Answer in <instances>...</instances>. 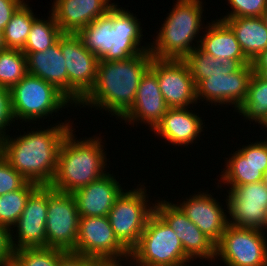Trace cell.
Listing matches in <instances>:
<instances>
[{
    "instance_id": "obj_35",
    "label": "cell",
    "mask_w": 267,
    "mask_h": 266,
    "mask_svg": "<svg viewBox=\"0 0 267 266\" xmlns=\"http://www.w3.org/2000/svg\"><path fill=\"white\" fill-rule=\"evenodd\" d=\"M232 11L223 18L262 17L267 9V0H228Z\"/></svg>"
},
{
    "instance_id": "obj_19",
    "label": "cell",
    "mask_w": 267,
    "mask_h": 266,
    "mask_svg": "<svg viewBox=\"0 0 267 266\" xmlns=\"http://www.w3.org/2000/svg\"><path fill=\"white\" fill-rule=\"evenodd\" d=\"M176 205L215 245L220 242L228 225V216L211 194L199 192Z\"/></svg>"
},
{
    "instance_id": "obj_16",
    "label": "cell",
    "mask_w": 267,
    "mask_h": 266,
    "mask_svg": "<svg viewBox=\"0 0 267 266\" xmlns=\"http://www.w3.org/2000/svg\"><path fill=\"white\" fill-rule=\"evenodd\" d=\"M47 208V185H39L30 194L22 214L12 227H17L16 239L10 233L13 251L22 248L47 247Z\"/></svg>"
},
{
    "instance_id": "obj_3",
    "label": "cell",
    "mask_w": 267,
    "mask_h": 266,
    "mask_svg": "<svg viewBox=\"0 0 267 266\" xmlns=\"http://www.w3.org/2000/svg\"><path fill=\"white\" fill-rule=\"evenodd\" d=\"M71 129L59 150L57 168L50 183L54 189L72 194L107 174V158L101 137L76 140Z\"/></svg>"
},
{
    "instance_id": "obj_29",
    "label": "cell",
    "mask_w": 267,
    "mask_h": 266,
    "mask_svg": "<svg viewBox=\"0 0 267 266\" xmlns=\"http://www.w3.org/2000/svg\"><path fill=\"white\" fill-rule=\"evenodd\" d=\"M28 5L24 2L3 30L6 48L19 50L24 48L31 26L37 19Z\"/></svg>"
},
{
    "instance_id": "obj_39",
    "label": "cell",
    "mask_w": 267,
    "mask_h": 266,
    "mask_svg": "<svg viewBox=\"0 0 267 266\" xmlns=\"http://www.w3.org/2000/svg\"><path fill=\"white\" fill-rule=\"evenodd\" d=\"M59 266H103L95 259L74 252H65L61 258Z\"/></svg>"
},
{
    "instance_id": "obj_2",
    "label": "cell",
    "mask_w": 267,
    "mask_h": 266,
    "mask_svg": "<svg viewBox=\"0 0 267 266\" xmlns=\"http://www.w3.org/2000/svg\"><path fill=\"white\" fill-rule=\"evenodd\" d=\"M152 58L148 51L124 60L100 59L96 81L78 104L108 110L121 120L133 106L141 78L150 68Z\"/></svg>"
},
{
    "instance_id": "obj_26",
    "label": "cell",
    "mask_w": 267,
    "mask_h": 266,
    "mask_svg": "<svg viewBox=\"0 0 267 266\" xmlns=\"http://www.w3.org/2000/svg\"><path fill=\"white\" fill-rule=\"evenodd\" d=\"M233 31L246 58L251 62L267 49V27L262 17L220 18Z\"/></svg>"
},
{
    "instance_id": "obj_40",
    "label": "cell",
    "mask_w": 267,
    "mask_h": 266,
    "mask_svg": "<svg viewBox=\"0 0 267 266\" xmlns=\"http://www.w3.org/2000/svg\"><path fill=\"white\" fill-rule=\"evenodd\" d=\"M24 0H0V29L4 30L13 14L24 3Z\"/></svg>"
},
{
    "instance_id": "obj_11",
    "label": "cell",
    "mask_w": 267,
    "mask_h": 266,
    "mask_svg": "<svg viewBox=\"0 0 267 266\" xmlns=\"http://www.w3.org/2000/svg\"><path fill=\"white\" fill-rule=\"evenodd\" d=\"M60 50L66 61L68 99L76 106L96 81L99 59L85 47L78 34H63L60 37Z\"/></svg>"
},
{
    "instance_id": "obj_32",
    "label": "cell",
    "mask_w": 267,
    "mask_h": 266,
    "mask_svg": "<svg viewBox=\"0 0 267 266\" xmlns=\"http://www.w3.org/2000/svg\"><path fill=\"white\" fill-rule=\"evenodd\" d=\"M27 74L26 55L19 49L0 50V86L11 89Z\"/></svg>"
},
{
    "instance_id": "obj_1",
    "label": "cell",
    "mask_w": 267,
    "mask_h": 266,
    "mask_svg": "<svg viewBox=\"0 0 267 266\" xmlns=\"http://www.w3.org/2000/svg\"><path fill=\"white\" fill-rule=\"evenodd\" d=\"M58 125L0 139V153L28 182L50 185L57 168L59 150L72 123ZM71 125V126H70Z\"/></svg>"
},
{
    "instance_id": "obj_43",
    "label": "cell",
    "mask_w": 267,
    "mask_h": 266,
    "mask_svg": "<svg viewBox=\"0 0 267 266\" xmlns=\"http://www.w3.org/2000/svg\"><path fill=\"white\" fill-rule=\"evenodd\" d=\"M262 182L265 185V187L267 188V170L263 174Z\"/></svg>"
},
{
    "instance_id": "obj_22",
    "label": "cell",
    "mask_w": 267,
    "mask_h": 266,
    "mask_svg": "<svg viewBox=\"0 0 267 266\" xmlns=\"http://www.w3.org/2000/svg\"><path fill=\"white\" fill-rule=\"evenodd\" d=\"M109 172L97 181L72 193L80 217L107 216L123 192L119 181Z\"/></svg>"
},
{
    "instance_id": "obj_45",
    "label": "cell",
    "mask_w": 267,
    "mask_h": 266,
    "mask_svg": "<svg viewBox=\"0 0 267 266\" xmlns=\"http://www.w3.org/2000/svg\"><path fill=\"white\" fill-rule=\"evenodd\" d=\"M262 126L267 128V119H266L265 122L262 124Z\"/></svg>"
},
{
    "instance_id": "obj_34",
    "label": "cell",
    "mask_w": 267,
    "mask_h": 266,
    "mask_svg": "<svg viewBox=\"0 0 267 266\" xmlns=\"http://www.w3.org/2000/svg\"><path fill=\"white\" fill-rule=\"evenodd\" d=\"M183 60L189 67L195 85L216 71V58L205 53L199 47L191 51Z\"/></svg>"
},
{
    "instance_id": "obj_21",
    "label": "cell",
    "mask_w": 267,
    "mask_h": 266,
    "mask_svg": "<svg viewBox=\"0 0 267 266\" xmlns=\"http://www.w3.org/2000/svg\"><path fill=\"white\" fill-rule=\"evenodd\" d=\"M138 20L117 4L113 6V46L101 60H124L149 51L150 44L140 45L143 34Z\"/></svg>"
},
{
    "instance_id": "obj_42",
    "label": "cell",
    "mask_w": 267,
    "mask_h": 266,
    "mask_svg": "<svg viewBox=\"0 0 267 266\" xmlns=\"http://www.w3.org/2000/svg\"><path fill=\"white\" fill-rule=\"evenodd\" d=\"M6 48V45L4 43V34L3 30L0 29V50H3Z\"/></svg>"
},
{
    "instance_id": "obj_4",
    "label": "cell",
    "mask_w": 267,
    "mask_h": 266,
    "mask_svg": "<svg viewBox=\"0 0 267 266\" xmlns=\"http://www.w3.org/2000/svg\"><path fill=\"white\" fill-rule=\"evenodd\" d=\"M202 5L201 0H177L149 46L150 54L159 59H184L199 47L191 44L203 28Z\"/></svg>"
},
{
    "instance_id": "obj_17",
    "label": "cell",
    "mask_w": 267,
    "mask_h": 266,
    "mask_svg": "<svg viewBox=\"0 0 267 266\" xmlns=\"http://www.w3.org/2000/svg\"><path fill=\"white\" fill-rule=\"evenodd\" d=\"M244 147V148H243ZM235 151L221 174L222 183L240 186L262 181L267 170V144L257 141ZM225 171V172H224Z\"/></svg>"
},
{
    "instance_id": "obj_38",
    "label": "cell",
    "mask_w": 267,
    "mask_h": 266,
    "mask_svg": "<svg viewBox=\"0 0 267 266\" xmlns=\"http://www.w3.org/2000/svg\"><path fill=\"white\" fill-rule=\"evenodd\" d=\"M11 231L0 225V266H11L13 260V249L10 241Z\"/></svg>"
},
{
    "instance_id": "obj_15",
    "label": "cell",
    "mask_w": 267,
    "mask_h": 266,
    "mask_svg": "<svg viewBox=\"0 0 267 266\" xmlns=\"http://www.w3.org/2000/svg\"><path fill=\"white\" fill-rule=\"evenodd\" d=\"M154 203V211L172 228L181 241L184 253L192 260L216 259V245L176 205L165 200Z\"/></svg>"
},
{
    "instance_id": "obj_24",
    "label": "cell",
    "mask_w": 267,
    "mask_h": 266,
    "mask_svg": "<svg viewBox=\"0 0 267 266\" xmlns=\"http://www.w3.org/2000/svg\"><path fill=\"white\" fill-rule=\"evenodd\" d=\"M24 54L27 73L54 85L68 98V75L66 61L60 50V38L56 44L45 51Z\"/></svg>"
},
{
    "instance_id": "obj_5",
    "label": "cell",
    "mask_w": 267,
    "mask_h": 266,
    "mask_svg": "<svg viewBox=\"0 0 267 266\" xmlns=\"http://www.w3.org/2000/svg\"><path fill=\"white\" fill-rule=\"evenodd\" d=\"M189 260L176 233L154 211L139 242L130 251L129 263L136 266H186Z\"/></svg>"
},
{
    "instance_id": "obj_44",
    "label": "cell",
    "mask_w": 267,
    "mask_h": 266,
    "mask_svg": "<svg viewBox=\"0 0 267 266\" xmlns=\"http://www.w3.org/2000/svg\"><path fill=\"white\" fill-rule=\"evenodd\" d=\"M262 19H263V21H264V23H265V25H266V27H267V9H266V11L262 14Z\"/></svg>"
},
{
    "instance_id": "obj_30",
    "label": "cell",
    "mask_w": 267,
    "mask_h": 266,
    "mask_svg": "<svg viewBox=\"0 0 267 266\" xmlns=\"http://www.w3.org/2000/svg\"><path fill=\"white\" fill-rule=\"evenodd\" d=\"M63 35L54 16L49 15L47 20L36 19L30 29L28 39L22 49L23 53L45 51L56 44Z\"/></svg>"
},
{
    "instance_id": "obj_7",
    "label": "cell",
    "mask_w": 267,
    "mask_h": 266,
    "mask_svg": "<svg viewBox=\"0 0 267 266\" xmlns=\"http://www.w3.org/2000/svg\"><path fill=\"white\" fill-rule=\"evenodd\" d=\"M215 62L216 71L196 85V98L216 105L229 103L237 110L246 99L252 65L226 58H216Z\"/></svg>"
},
{
    "instance_id": "obj_31",
    "label": "cell",
    "mask_w": 267,
    "mask_h": 266,
    "mask_svg": "<svg viewBox=\"0 0 267 266\" xmlns=\"http://www.w3.org/2000/svg\"><path fill=\"white\" fill-rule=\"evenodd\" d=\"M36 183L27 182L21 189L0 196V225L11 231L22 214L30 194L38 187Z\"/></svg>"
},
{
    "instance_id": "obj_18",
    "label": "cell",
    "mask_w": 267,
    "mask_h": 266,
    "mask_svg": "<svg viewBox=\"0 0 267 266\" xmlns=\"http://www.w3.org/2000/svg\"><path fill=\"white\" fill-rule=\"evenodd\" d=\"M110 0H55L51 14L63 34H79L87 25L108 13Z\"/></svg>"
},
{
    "instance_id": "obj_28",
    "label": "cell",
    "mask_w": 267,
    "mask_h": 266,
    "mask_svg": "<svg viewBox=\"0 0 267 266\" xmlns=\"http://www.w3.org/2000/svg\"><path fill=\"white\" fill-rule=\"evenodd\" d=\"M245 119L263 124L267 119V79L252 74L243 104L237 109Z\"/></svg>"
},
{
    "instance_id": "obj_37",
    "label": "cell",
    "mask_w": 267,
    "mask_h": 266,
    "mask_svg": "<svg viewBox=\"0 0 267 266\" xmlns=\"http://www.w3.org/2000/svg\"><path fill=\"white\" fill-rule=\"evenodd\" d=\"M15 122L11 109L10 89L0 86V139L6 136V127Z\"/></svg>"
},
{
    "instance_id": "obj_6",
    "label": "cell",
    "mask_w": 267,
    "mask_h": 266,
    "mask_svg": "<svg viewBox=\"0 0 267 266\" xmlns=\"http://www.w3.org/2000/svg\"><path fill=\"white\" fill-rule=\"evenodd\" d=\"M10 94L14 120L25 122L46 119L71 103L54 85L29 73L10 89Z\"/></svg>"
},
{
    "instance_id": "obj_23",
    "label": "cell",
    "mask_w": 267,
    "mask_h": 266,
    "mask_svg": "<svg viewBox=\"0 0 267 266\" xmlns=\"http://www.w3.org/2000/svg\"><path fill=\"white\" fill-rule=\"evenodd\" d=\"M200 116L186 108H168L162 120L152 130L157 136L168 140V143L178 146L194 143L203 130Z\"/></svg>"
},
{
    "instance_id": "obj_36",
    "label": "cell",
    "mask_w": 267,
    "mask_h": 266,
    "mask_svg": "<svg viewBox=\"0 0 267 266\" xmlns=\"http://www.w3.org/2000/svg\"><path fill=\"white\" fill-rule=\"evenodd\" d=\"M27 182L0 153V196L21 189Z\"/></svg>"
},
{
    "instance_id": "obj_10",
    "label": "cell",
    "mask_w": 267,
    "mask_h": 266,
    "mask_svg": "<svg viewBox=\"0 0 267 266\" xmlns=\"http://www.w3.org/2000/svg\"><path fill=\"white\" fill-rule=\"evenodd\" d=\"M47 207V247L74 252L80 216L73 195L47 185Z\"/></svg>"
},
{
    "instance_id": "obj_8",
    "label": "cell",
    "mask_w": 267,
    "mask_h": 266,
    "mask_svg": "<svg viewBox=\"0 0 267 266\" xmlns=\"http://www.w3.org/2000/svg\"><path fill=\"white\" fill-rule=\"evenodd\" d=\"M122 192L107 217L118 241L130 252L139 242L154 205L147 203L146 187ZM147 197V198H146Z\"/></svg>"
},
{
    "instance_id": "obj_41",
    "label": "cell",
    "mask_w": 267,
    "mask_h": 266,
    "mask_svg": "<svg viewBox=\"0 0 267 266\" xmlns=\"http://www.w3.org/2000/svg\"><path fill=\"white\" fill-rule=\"evenodd\" d=\"M253 73L263 75L267 79V49L251 61Z\"/></svg>"
},
{
    "instance_id": "obj_13",
    "label": "cell",
    "mask_w": 267,
    "mask_h": 266,
    "mask_svg": "<svg viewBox=\"0 0 267 266\" xmlns=\"http://www.w3.org/2000/svg\"><path fill=\"white\" fill-rule=\"evenodd\" d=\"M227 196L228 224L264 230L267 227V188L262 181L231 186Z\"/></svg>"
},
{
    "instance_id": "obj_14",
    "label": "cell",
    "mask_w": 267,
    "mask_h": 266,
    "mask_svg": "<svg viewBox=\"0 0 267 266\" xmlns=\"http://www.w3.org/2000/svg\"><path fill=\"white\" fill-rule=\"evenodd\" d=\"M150 69L157 75L160 91L169 108H190V104L198 102L196 85L183 59L153 57Z\"/></svg>"
},
{
    "instance_id": "obj_27",
    "label": "cell",
    "mask_w": 267,
    "mask_h": 266,
    "mask_svg": "<svg viewBox=\"0 0 267 266\" xmlns=\"http://www.w3.org/2000/svg\"><path fill=\"white\" fill-rule=\"evenodd\" d=\"M85 47L102 59L113 46V7L87 25L79 34Z\"/></svg>"
},
{
    "instance_id": "obj_20",
    "label": "cell",
    "mask_w": 267,
    "mask_h": 266,
    "mask_svg": "<svg viewBox=\"0 0 267 266\" xmlns=\"http://www.w3.org/2000/svg\"><path fill=\"white\" fill-rule=\"evenodd\" d=\"M168 108L160 91L157 75L149 68L141 78L133 106L121 119L129 124L139 121L146 123L153 130Z\"/></svg>"
},
{
    "instance_id": "obj_9",
    "label": "cell",
    "mask_w": 267,
    "mask_h": 266,
    "mask_svg": "<svg viewBox=\"0 0 267 266\" xmlns=\"http://www.w3.org/2000/svg\"><path fill=\"white\" fill-rule=\"evenodd\" d=\"M74 253L95 259L103 266H123L119 262L130 258V252L116 238L107 216L80 217Z\"/></svg>"
},
{
    "instance_id": "obj_12",
    "label": "cell",
    "mask_w": 267,
    "mask_h": 266,
    "mask_svg": "<svg viewBox=\"0 0 267 266\" xmlns=\"http://www.w3.org/2000/svg\"><path fill=\"white\" fill-rule=\"evenodd\" d=\"M265 232L253 228L227 225L216 245L218 256L227 266H267Z\"/></svg>"
},
{
    "instance_id": "obj_25",
    "label": "cell",
    "mask_w": 267,
    "mask_h": 266,
    "mask_svg": "<svg viewBox=\"0 0 267 266\" xmlns=\"http://www.w3.org/2000/svg\"><path fill=\"white\" fill-rule=\"evenodd\" d=\"M206 29L207 33L197 41L202 51L214 58L240 61L243 65L251 64L242 52L232 29L223 20L216 19Z\"/></svg>"
},
{
    "instance_id": "obj_33",
    "label": "cell",
    "mask_w": 267,
    "mask_h": 266,
    "mask_svg": "<svg viewBox=\"0 0 267 266\" xmlns=\"http://www.w3.org/2000/svg\"><path fill=\"white\" fill-rule=\"evenodd\" d=\"M65 253L51 247L22 248L13 251L11 266H59Z\"/></svg>"
}]
</instances>
